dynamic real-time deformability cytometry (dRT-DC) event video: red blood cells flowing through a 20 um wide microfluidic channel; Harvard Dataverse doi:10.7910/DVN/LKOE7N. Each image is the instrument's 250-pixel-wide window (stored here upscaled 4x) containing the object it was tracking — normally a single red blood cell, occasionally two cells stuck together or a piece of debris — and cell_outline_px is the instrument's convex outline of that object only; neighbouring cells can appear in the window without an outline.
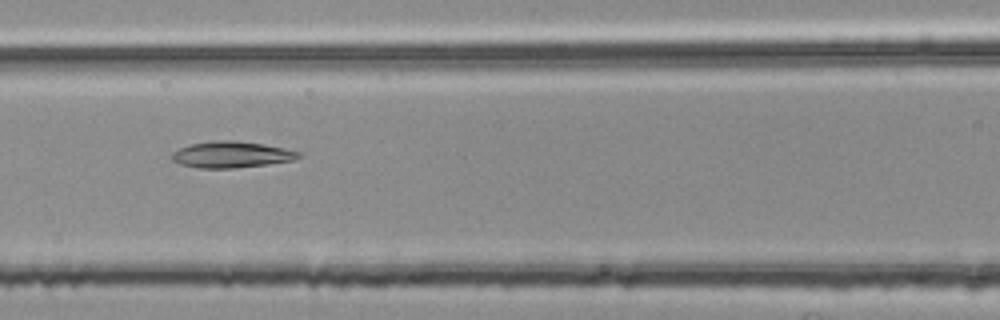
{"species": "common noctule bat (a hibernating species)", "species_latin": "Nyctalus noctula", "temperature_condition": "room temperature", "stored_images_in_passage": 33, "camera_frame_rate_fps": 3000, "um_per_image_px": 0.085, "animal": {"sex": "female", "body_mass_g": 25.1}, "frame": {"image": 1, "passage_image": 9, "time_ms": 2.667, "image_size_px": [1000, 320], "cell_outline_px": [[304, 156], [296, 160], [268, 164], [232, 168], [196, 168], [180, 164], [172, 160], [172, 152], [188, 144], [212, 140], [228, 140], [264, 144], [284, 148], [300, 152]], "centroid_in_image_um": [19.68, 13.14], "position_along_channel_um": 146.9, "area_um2": 19.59}}
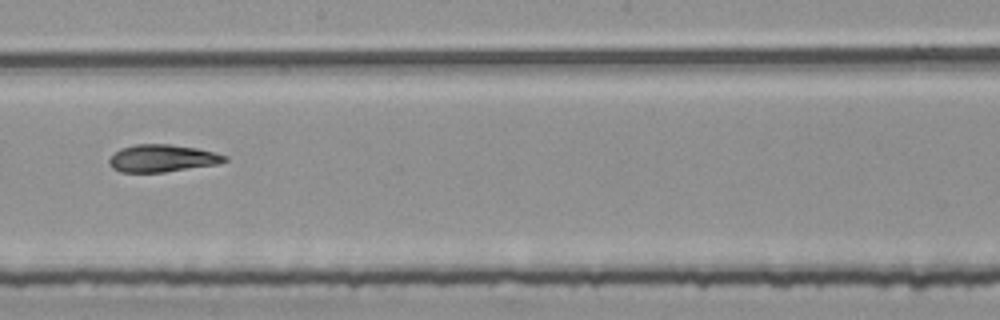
{"frame": {"image": 2, "passage_image": 16, "time_ms": 5.0, "image_size_px": [1000, 320], "cell_outline_px": [[228, 160], [216, 164], [164, 172], [120, 172], [112, 168], [108, 164], [108, 160], [120, 148], [136, 144], [168, 144], [196, 148], [228, 156]], "centroid_in_image_um": [13.75, 13.45], "position_along_channel_um": 234.4, "area_um2": 18.26}}
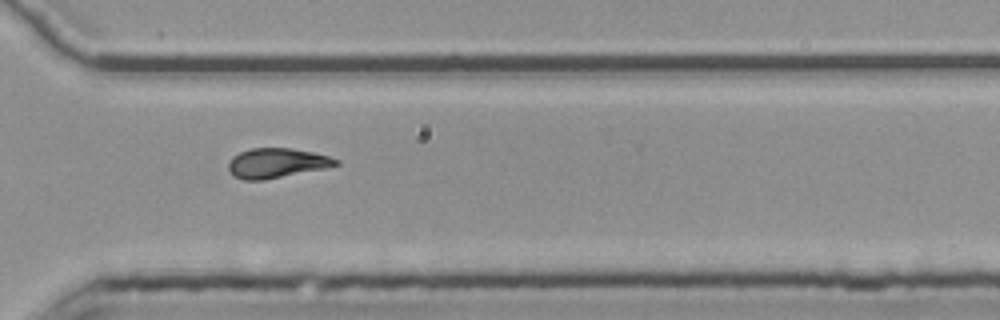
{"frame": {"image": 3, "passage_image": 25, "time_ms": 8.0, "image_size_px": [1000, 320], "cell_outline_px": [[340, 164], [324, 168], [264, 180], [244, 180], [232, 176], [228, 172], [228, 164], [232, 156], [240, 152], [252, 148], [292, 148], [312, 152], [328, 156], [340, 160]], "centroid_in_image_um": [23.48, 13.86], "position_along_channel_um": 347.1, "area_um2": 18.61}, "authors_computed_cell_mechanics": {"area_um2": 18.9584, "velocity_mm_per_s": 3.7616, "shape_relaxation_time_tau1_ms": 6.6845, "shape_relaxation_time_tau2_ms": 4.8709, "deformation_change_tau1": 0.2086, "deformation_change_tau2": 0.139}}